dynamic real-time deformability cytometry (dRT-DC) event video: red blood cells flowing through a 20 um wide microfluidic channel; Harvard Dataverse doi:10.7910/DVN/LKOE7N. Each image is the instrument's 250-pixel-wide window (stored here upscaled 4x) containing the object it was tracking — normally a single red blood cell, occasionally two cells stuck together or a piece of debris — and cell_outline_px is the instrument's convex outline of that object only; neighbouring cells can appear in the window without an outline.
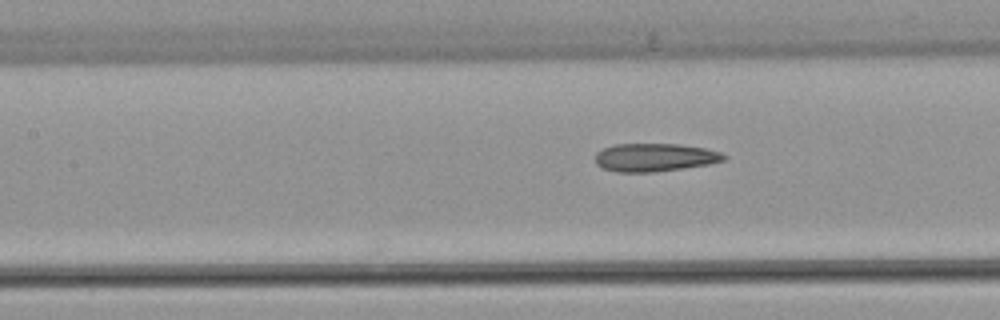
{"species": "common noctule bat (a hibernating species)", "species_latin": "Nyctalus noctula", "temperature_condition": "warm", "stored_images_in_passage": 18, "camera_frame_rate_fps": 3000, "um_per_image_px": 0.085, "animal": {"sex": "female", "body_mass_g": 22.7, "forearm_length_mm": 54.2}, "frame": {"image": 1, "passage_image": 18, "time_ms": 5.667, "image_size_px": [1000, 320], "cell_outline_px": [[728, 156], [724, 160], [708, 164], [684, 168], [652, 172], [616, 172], [600, 168], [596, 164], [596, 152], [604, 148], [616, 144], [680, 144], [704, 148], [720, 152]], "centroid_in_image_um": [55.63, 13.38], "position_along_channel_um": 151.8, "area_um2": 21.1}}